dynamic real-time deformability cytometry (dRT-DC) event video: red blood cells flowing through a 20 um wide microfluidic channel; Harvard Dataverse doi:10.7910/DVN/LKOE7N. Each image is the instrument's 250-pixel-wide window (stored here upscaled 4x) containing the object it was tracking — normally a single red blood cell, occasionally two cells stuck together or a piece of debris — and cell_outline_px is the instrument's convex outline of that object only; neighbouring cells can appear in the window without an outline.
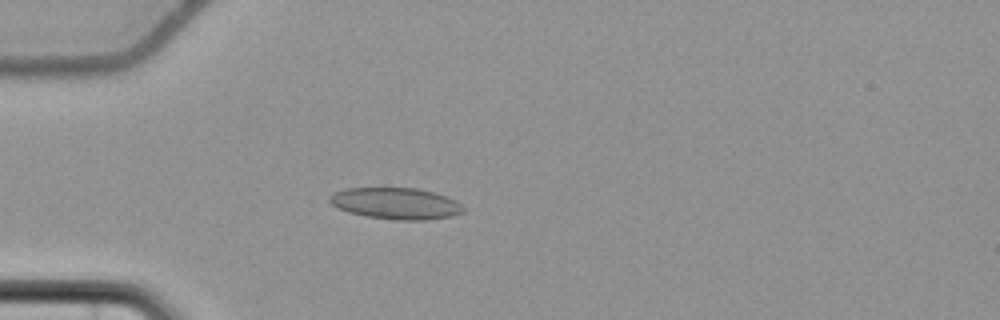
{"species": "common noctule bat (a hibernating species)", "species_latin": "Nyctalus noctula", "temperature_condition": "cold", "stored_images_in_passage": 45, "camera_frame_rate_fps": 3000, "um_per_image_px": 0.085, "animal": {"sex": "female", "body_mass_g": 22.7, "forearm_length_mm": 54.2}, "frame": {"image": 1, "passage_image": 5, "time_ms": 1.333, "image_size_px": [1000, 320], "cell_outline_px": [[464, 212], [452, 216], [428, 220], [396, 220], [368, 216], [348, 212], [336, 208], [328, 200], [328, 196], [344, 188], [416, 188], [432, 192], [456, 200], [464, 208]], "centroid_in_image_um": [33.63, 17.3], "position_along_channel_um": 51.4, "area_um2": 24.51}}
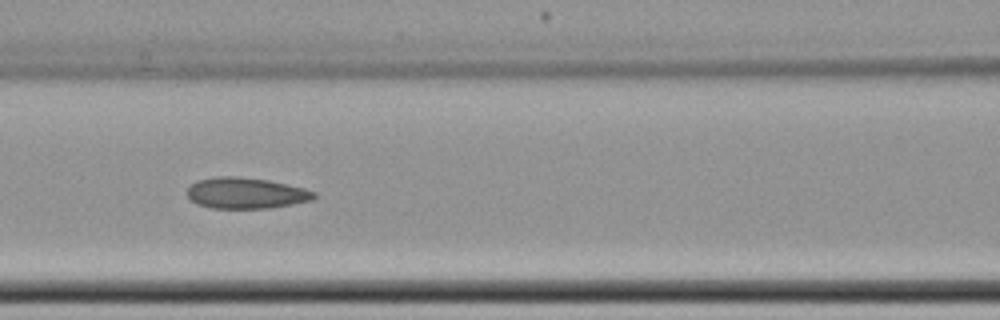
{"frame": {"image": 2, "passage_image": 14, "time_ms": 4.333, "image_size_px": [1000, 320], "cell_outline_px": [[316, 196], [312, 200], [268, 208], [212, 208], [196, 204], [188, 196], [188, 188], [196, 180], [216, 176], [236, 176], [268, 180], [304, 188], [316, 192]], "centroid_in_image_um": [20.88, 16.4], "position_along_channel_um": 145.7, "area_um2": 22.83}}
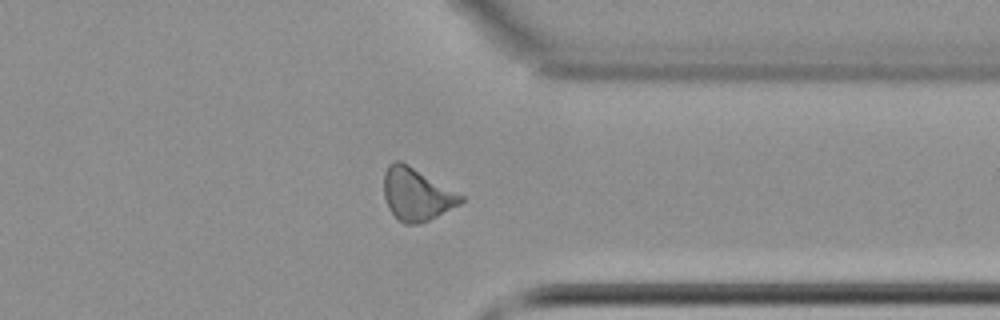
{"frame": {"image": 3, "passage_image": 33, "time_ms": 10.667, "image_size_px": [1000, 320], "cell_outline_px": [[464, 200], [460, 204], [420, 224], [404, 224], [388, 208], [384, 196], [384, 172], [388, 164], [396, 160], [400, 160], [408, 164], [464, 196]], "centroid_in_image_um": [35.39, 16.5], "position_along_channel_um": 376.0, "area_um2": 23.35}, "authors_computed_cell_mechanics": {"area_um2": 22.831, "velocity_mm_per_s": 3.6781, "shape_relaxation_time_tau1_ms": null, "shape_relaxation_time_tau2_ms": 2.6794, "deformation_change_tau1": null, "deformation_change_tau2": 0.0828}}